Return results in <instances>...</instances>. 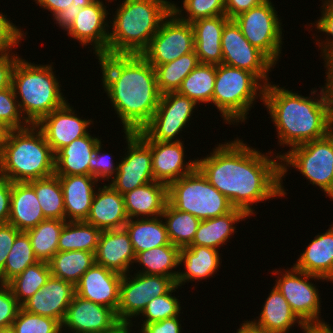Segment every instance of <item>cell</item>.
Wrapping results in <instances>:
<instances>
[{"label":"cell","mask_w":333,"mask_h":333,"mask_svg":"<svg viewBox=\"0 0 333 333\" xmlns=\"http://www.w3.org/2000/svg\"><path fill=\"white\" fill-rule=\"evenodd\" d=\"M241 139L219 143L209 155L196 159L209 183L226 196L234 208L249 217L252 206L281 197V157L265 154ZM273 154V155H271Z\"/></svg>","instance_id":"1"},{"label":"cell","mask_w":333,"mask_h":333,"mask_svg":"<svg viewBox=\"0 0 333 333\" xmlns=\"http://www.w3.org/2000/svg\"><path fill=\"white\" fill-rule=\"evenodd\" d=\"M102 87L123 125V132H139L155 113L161 93L155 68L141 54L97 56Z\"/></svg>","instance_id":"2"},{"label":"cell","mask_w":333,"mask_h":333,"mask_svg":"<svg viewBox=\"0 0 333 333\" xmlns=\"http://www.w3.org/2000/svg\"><path fill=\"white\" fill-rule=\"evenodd\" d=\"M325 78V85L319 87L320 94L314 88L310 91L311 96L307 97L278 84L268 83L265 86L263 104L270 115L268 118L276 126L280 146L289 145L291 149L329 133L333 113V79L329 74Z\"/></svg>","instance_id":"3"},{"label":"cell","mask_w":333,"mask_h":333,"mask_svg":"<svg viewBox=\"0 0 333 333\" xmlns=\"http://www.w3.org/2000/svg\"><path fill=\"white\" fill-rule=\"evenodd\" d=\"M171 12L167 0H123L109 22L108 54H141Z\"/></svg>","instance_id":"4"},{"label":"cell","mask_w":333,"mask_h":333,"mask_svg":"<svg viewBox=\"0 0 333 333\" xmlns=\"http://www.w3.org/2000/svg\"><path fill=\"white\" fill-rule=\"evenodd\" d=\"M54 160L50 145L36 125L8 131L0 154L6 179L29 182L51 176L54 174Z\"/></svg>","instance_id":"5"},{"label":"cell","mask_w":333,"mask_h":333,"mask_svg":"<svg viewBox=\"0 0 333 333\" xmlns=\"http://www.w3.org/2000/svg\"><path fill=\"white\" fill-rule=\"evenodd\" d=\"M52 64H35L20 58L14 68L12 87L20 110L30 124L36 125L68 101Z\"/></svg>","instance_id":"6"},{"label":"cell","mask_w":333,"mask_h":333,"mask_svg":"<svg viewBox=\"0 0 333 333\" xmlns=\"http://www.w3.org/2000/svg\"><path fill=\"white\" fill-rule=\"evenodd\" d=\"M264 89L265 85L253 73L225 64L216 65L212 103L226 124L237 125L247 120L258 96L263 102Z\"/></svg>","instance_id":"7"},{"label":"cell","mask_w":333,"mask_h":333,"mask_svg":"<svg viewBox=\"0 0 333 333\" xmlns=\"http://www.w3.org/2000/svg\"><path fill=\"white\" fill-rule=\"evenodd\" d=\"M167 199L175 209L200 220L219 217L234 209L229 199L212 186L197 167L167 186Z\"/></svg>","instance_id":"8"},{"label":"cell","mask_w":333,"mask_h":333,"mask_svg":"<svg viewBox=\"0 0 333 333\" xmlns=\"http://www.w3.org/2000/svg\"><path fill=\"white\" fill-rule=\"evenodd\" d=\"M280 153V154H279ZM276 153L281 157V195H287L283 178L288 168L293 167L310 184L318 186L325 195L333 200V138L326 136L295 146L285 153Z\"/></svg>","instance_id":"9"},{"label":"cell","mask_w":333,"mask_h":333,"mask_svg":"<svg viewBox=\"0 0 333 333\" xmlns=\"http://www.w3.org/2000/svg\"><path fill=\"white\" fill-rule=\"evenodd\" d=\"M284 270L285 271L282 272L281 270L275 269L271 273L278 275L274 286L290 304L292 311L307 327L328 324L320 317L322 302L320 300L319 290L316 285L311 282L312 280L328 282V280L299 271L294 267L289 268V270Z\"/></svg>","instance_id":"10"},{"label":"cell","mask_w":333,"mask_h":333,"mask_svg":"<svg viewBox=\"0 0 333 333\" xmlns=\"http://www.w3.org/2000/svg\"><path fill=\"white\" fill-rule=\"evenodd\" d=\"M250 44L262 51L275 65L281 57L282 22L271 0L233 19Z\"/></svg>","instance_id":"11"},{"label":"cell","mask_w":333,"mask_h":333,"mask_svg":"<svg viewBox=\"0 0 333 333\" xmlns=\"http://www.w3.org/2000/svg\"><path fill=\"white\" fill-rule=\"evenodd\" d=\"M175 285L172 278L163 275H130V272L123 275L120 283V303L116 311L119 322L124 327H133L132 317H141L140 314L151 299L167 294Z\"/></svg>","instance_id":"12"},{"label":"cell","mask_w":333,"mask_h":333,"mask_svg":"<svg viewBox=\"0 0 333 333\" xmlns=\"http://www.w3.org/2000/svg\"><path fill=\"white\" fill-rule=\"evenodd\" d=\"M196 105L193 100L178 92L161 94L159 105L151 120L136 134L142 140L181 141L178 135L182 133L183 128L185 130L189 127L187 125L194 115Z\"/></svg>","instance_id":"13"},{"label":"cell","mask_w":333,"mask_h":333,"mask_svg":"<svg viewBox=\"0 0 333 333\" xmlns=\"http://www.w3.org/2000/svg\"><path fill=\"white\" fill-rule=\"evenodd\" d=\"M193 50L194 31L191 23L181 21L171 12L141 55L155 68Z\"/></svg>","instance_id":"14"},{"label":"cell","mask_w":333,"mask_h":333,"mask_svg":"<svg viewBox=\"0 0 333 333\" xmlns=\"http://www.w3.org/2000/svg\"><path fill=\"white\" fill-rule=\"evenodd\" d=\"M222 64L253 73L266 86L275 64L244 37L237 23L230 19L222 32ZM271 68V69H270Z\"/></svg>","instance_id":"15"},{"label":"cell","mask_w":333,"mask_h":333,"mask_svg":"<svg viewBox=\"0 0 333 333\" xmlns=\"http://www.w3.org/2000/svg\"><path fill=\"white\" fill-rule=\"evenodd\" d=\"M126 152L118 162V171L110 185L120 194L155 181L151 148L134 132H124Z\"/></svg>","instance_id":"16"},{"label":"cell","mask_w":333,"mask_h":333,"mask_svg":"<svg viewBox=\"0 0 333 333\" xmlns=\"http://www.w3.org/2000/svg\"><path fill=\"white\" fill-rule=\"evenodd\" d=\"M123 327L113 309L75 294L67 308L61 331L68 329V333H118Z\"/></svg>","instance_id":"17"},{"label":"cell","mask_w":333,"mask_h":333,"mask_svg":"<svg viewBox=\"0 0 333 333\" xmlns=\"http://www.w3.org/2000/svg\"><path fill=\"white\" fill-rule=\"evenodd\" d=\"M109 12L103 1L94 2L81 8L73 24L66 30L82 46L91 45L93 54L99 56L108 53ZM107 19V20H106Z\"/></svg>","instance_id":"18"},{"label":"cell","mask_w":333,"mask_h":333,"mask_svg":"<svg viewBox=\"0 0 333 333\" xmlns=\"http://www.w3.org/2000/svg\"><path fill=\"white\" fill-rule=\"evenodd\" d=\"M73 108L67 101L36 124L43 132L54 155L75 139L87 135L90 132L87 128L94 124L92 118L90 120L80 118Z\"/></svg>","instance_id":"19"},{"label":"cell","mask_w":333,"mask_h":333,"mask_svg":"<svg viewBox=\"0 0 333 333\" xmlns=\"http://www.w3.org/2000/svg\"><path fill=\"white\" fill-rule=\"evenodd\" d=\"M152 152V170L154 180L169 185L197 167V161H185L183 141L143 140Z\"/></svg>","instance_id":"20"},{"label":"cell","mask_w":333,"mask_h":333,"mask_svg":"<svg viewBox=\"0 0 333 333\" xmlns=\"http://www.w3.org/2000/svg\"><path fill=\"white\" fill-rule=\"evenodd\" d=\"M122 277V274L95 263L82 275L75 286L76 295L116 312L120 303Z\"/></svg>","instance_id":"21"},{"label":"cell","mask_w":333,"mask_h":333,"mask_svg":"<svg viewBox=\"0 0 333 333\" xmlns=\"http://www.w3.org/2000/svg\"><path fill=\"white\" fill-rule=\"evenodd\" d=\"M75 294L73 284L51 275L46 284L26 300L21 308L32 314L51 317L62 324Z\"/></svg>","instance_id":"22"},{"label":"cell","mask_w":333,"mask_h":333,"mask_svg":"<svg viewBox=\"0 0 333 333\" xmlns=\"http://www.w3.org/2000/svg\"><path fill=\"white\" fill-rule=\"evenodd\" d=\"M94 256L96 264L125 275L131 270L136 253L128 232L122 228L102 231Z\"/></svg>","instance_id":"23"},{"label":"cell","mask_w":333,"mask_h":333,"mask_svg":"<svg viewBox=\"0 0 333 333\" xmlns=\"http://www.w3.org/2000/svg\"><path fill=\"white\" fill-rule=\"evenodd\" d=\"M272 288L265 298L260 316L246 322L254 329L264 333H289V329L298 323L296 326L306 333L308 327L292 311L290 304L278 289L275 286Z\"/></svg>","instance_id":"24"},{"label":"cell","mask_w":333,"mask_h":333,"mask_svg":"<svg viewBox=\"0 0 333 333\" xmlns=\"http://www.w3.org/2000/svg\"><path fill=\"white\" fill-rule=\"evenodd\" d=\"M128 220L123 195L110 184L99 186L85 221L105 231L122 229Z\"/></svg>","instance_id":"25"},{"label":"cell","mask_w":333,"mask_h":333,"mask_svg":"<svg viewBox=\"0 0 333 333\" xmlns=\"http://www.w3.org/2000/svg\"><path fill=\"white\" fill-rule=\"evenodd\" d=\"M57 176L63 190L65 220L85 221L98 188V181L90 175Z\"/></svg>","instance_id":"26"},{"label":"cell","mask_w":333,"mask_h":333,"mask_svg":"<svg viewBox=\"0 0 333 333\" xmlns=\"http://www.w3.org/2000/svg\"><path fill=\"white\" fill-rule=\"evenodd\" d=\"M230 19L226 15L201 18L191 23L194 31V51L199 63L222 64L221 38L225 24Z\"/></svg>","instance_id":"27"},{"label":"cell","mask_w":333,"mask_h":333,"mask_svg":"<svg viewBox=\"0 0 333 333\" xmlns=\"http://www.w3.org/2000/svg\"><path fill=\"white\" fill-rule=\"evenodd\" d=\"M220 250L204 246H188L180 249L179 265H184L185 271L178 270L176 284L181 287L186 282L200 281L213 277L221 268ZM181 271V272H180Z\"/></svg>","instance_id":"28"},{"label":"cell","mask_w":333,"mask_h":333,"mask_svg":"<svg viewBox=\"0 0 333 333\" xmlns=\"http://www.w3.org/2000/svg\"><path fill=\"white\" fill-rule=\"evenodd\" d=\"M325 233L315 235L293 267L333 283V224Z\"/></svg>","instance_id":"29"},{"label":"cell","mask_w":333,"mask_h":333,"mask_svg":"<svg viewBox=\"0 0 333 333\" xmlns=\"http://www.w3.org/2000/svg\"><path fill=\"white\" fill-rule=\"evenodd\" d=\"M45 219L34 187L29 182H12L8 223L25 232Z\"/></svg>","instance_id":"30"},{"label":"cell","mask_w":333,"mask_h":333,"mask_svg":"<svg viewBox=\"0 0 333 333\" xmlns=\"http://www.w3.org/2000/svg\"><path fill=\"white\" fill-rule=\"evenodd\" d=\"M129 219L161 216L167 199V185L152 181L123 194Z\"/></svg>","instance_id":"31"},{"label":"cell","mask_w":333,"mask_h":333,"mask_svg":"<svg viewBox=\"0 0 333 333\" xmlns=\"http://www.w3.org/2000/svg\"><path fill=\"white\" fill-rule=\"evenodd\" d=\"M102 139L90 133L75 139L55 154L54 174L89 175V160Z\"/></svg>","instance_id":"32"},{"label":"cell","mask_w":333,"mask_h":333,"mask_svg":"<svg viewBox=\"0 0 333 333\" xmlns=\"http://www.w3.org/2000/svg\"><path fill=\"white\" fill-rule=\"evenodd\" d=\"M248 218L250 219L243 210L234 208L225 215L201 220L190 246H204L219 250L237 232L235 224Z\"/></svg>","instance_id":"33"},{"label":"cell","mask_w":333,"mask_h":333,"mask_svg":"<svg viewBox=\"0 0 333 333\" xmlns=\"http://www.w3.org/2000/svg\"><path fill=\"white\" fill-rule=\"evenodd\" d=\"M162 216L129 219L124 228L130 236L135 253L169 245L167 229ZM161 219V220H160Z\"/></svg>","instance_id":"34"},{"label":"cell","mask_w":333,"mask_h":333,"mask_svg":"<svg viewBox=\"0 0 333 333\" xmlns=\"http://www.w3.org/2000/svg\"><path fill=\"white\" fill-rule=\"evenodd\" d=\"M180 249L173 244L162 245L148 251L136 254L134 263L142 265V270L137 273L146 275H163L176 281L178 271H173L179 266Z\"/></svg>","instance_id":"35"},{"label":"cell","mask_w":333,"mask_h":333,"mask_svg":"<svg viewBox=\"0 0 333 333\" xmlns=\"http://www.w3.org/2000/svg\"><path fill=\"white\" fill-rule=\"evenodd\" d=\"M48 264L52 276L76 286L82 275L95 264V256L87 251L57 252Z\"/></svg>","instance_id":"36"},{"label":"cell","mask_w":333,"mask_h":333,"mask_svg":"<svg viewBox=\"0 0 333 333\" xmlns=\"http://www.w3.org/2000/svg\"><path fill=\"white\" fill-rule=\"evenodd\" d=\"M101 230L86 221H66L58 241V252L87 251L95 253Z\"/></svg>","instance_id":"37"},{"label":"cell","mask_w":333,"mask_h":333,"mask_svg":"<svg viewBox=\"0 0 333 333\" xmlns=\"http://www.w3.org/2000/svg\"><path fill=\"white\" fill-rule=\"evenodd\" d=\"M170 243L179 249L191 245L201 222L195 216L179 211L168 202L162 213Z\"/></svg>","instance_id":"38"},{"label":"cell","mask_w":333,"mask_h":333,"mask_svg":"<svg viewBox=\"0 0 333 333\" xmlns=\"http://www.w3.org/2000/svg\"><path fill=\"white\" fill-rule=\"evenodd\" d=\"M215 79L216 65L199 63L182 81L177 92L193 100L197 106L200 103L211 104Z\"/></svg>","instance_id":"39"},{"label":"cell","mask_w":333,"mask_h":333,"mask_svg":"<svg viewBox=\"0 0 333 333\" xmlns=\"http://www.w3.org/2000/svg\"><path fill=\"white\" fill-rule=\"evenodd\" d=\"M66 220L45 219L36 227L25 231L38 261L49 262L58 252V241Z\"/></svg>","instance_id":"40"},{"label":"cell","mask_w":333,"mask_h":333,"mask_svg":"<svg viewBox=\"0 0 333 333\" xmlns=\"http://www.w3.org/2000/svg\"><path fill=\"white\" fill-rule=\"evenodd\" d=\"M199 65L198 56L193 50L174 61L155 67L157 86L161 94L177 92L182 81Z\"/></svg>","instance_id":"41"},{"label":"cell","mask_w":333,"mask_h":333,"mask_svg":"<svg viewBox=\"0 0 333 333\" xmlns=\"http://www.w3.org/2000/svg\"><path fill=\"white\" fill-rule=\"evenodd\" d=\"M46 219L65 220V205L62 186L56 174L29 181Z\"/></svg>","instance_id":"42"},{"label":"cell","mask_w":333,"mask_h":333,"mask_svg":"<svg viewBox=\"0 0 333 333\" xmlns=\"http://www.w3.org/2000/svg\"><path fill=\"white\" fill-rule=\"evenodd\" d=\"M38 262L28 234L21 231L14 241L5 266L0 271V282L8 284L16 276L20 275L27 267Z\"/></svg>","instance_id":"43"},{"label":"cell","mask_w":333,"mask_h":333,"mask_svg":"<svg viewBox=\"0 0 333 333\" xmlns=\"http://www.w3.org/2000/svg\"><path fill=\"white\" fill-rule=\"evenodd\" d=\"M50 276L49 264L38 261L34 265L27 267L20 275L12 279L8 285L18 303L22 305L46 284Z\"/></svg>","instance_id":"44"},{"label":"cell","mask_w":333,"mask_h":333,"mask_svg":"<svg viewBox=\"0 0 333 333\" xmlns=\"http://www.w3.org/2000/svg\"><path fill=\"white\" fill-rule=\"evenodd\" d=\"M172 12L181 21L192 23L201 18L225 15V0H183L181 8L172 2Z\"/></svg>","instance_id":"45"},{"label":"cell","mask_w":333,"mask_h":333,"mask_svg":"<svg viewBox=\"0 0 333 333\" xmlns=\"http://www.w3.org/2000/svg\"><path fill=\"white\" fill-rule=\"evenodd\" d=\"M178 288H180L177 284L167 293L158 297H154L151 299L146 305L145 309L141 313L142 319L139 323L141 324V328L148 323L159 322L166 318L176 317L180 315L181 305L178 297L173 296V292H175Z\"/></svg>","instance_id":"46"},{"label":"cell","mask_w":333,"mask_h":333,"mask_svg":"<svg viewBox=\"0 0 333 333\" xmlns=\"http://www.w3.org/2000/svg\"><path fill=\"white\" fill-rule=\"evenodd\" d=\"M322 2L323 5L321 8H323L321 9V17L315 21V24L314 22L310 23V27L314 25L318 32L327 34L324 41L316 39V44H319L318 47L322 51L320 53H322L321 56L324 58V67L327 69L325 73L330 74L333 71V0H322Z\"/></svg>","instance_id":"47"},{"label":"cell","mask_w":333,"mask_h":333,"mask_svg":"<svg viewBox=\"0 0 333 333\" xmlns=\"http://www.w3.org/2000/svg\"><path fill=\"white\" fill-rule=\"evenodd\" d=\"M16 333H62L61 324L51 318L36 315L20 308L12 324Z\"/></svg>","instance_id":"48"},{"label":"cell","mask_w":333,"mask_h":333,"mask_svg":"<svg viewBox=\"0 0 333 333\" xmlns=\"http://www.w3.org/2000/svg\"><path fill=\"white\" fill-rule=\"evenodd\" d=\"M0 122L9 130L23 129L31 125L20 110L13 87L0 91Z\"/></svg>","instance_id":"49"},{"label":"cell","mask_w":333,"mask_h":333,"mask_svg":"<svg viewBox=\"0 0 333 333\" xmlns=\"http://www.w3.org/2000/svg\"><path fill=\"white\" fill-rule=\"evenodd\" d=\"M102 141L98 144L94 155L89 160V175L93 176L99 182L106 180L109 183V179H113L118 171V162L113 163L112 155L106 152H102Z\"/></svg>","instance_id":"50"},{"label":"cell","mask_w":333,"mask_h":333,"mask_svg":"<svg viewBox=\"0 0 333 333\" xmlns=\"http://www.w3.org/2000/svg\"><path fill=\"white\" fill-rule=\"evenodd\" d=\"M21 305L18 303L10 286L0 284V328L10 327L16 319Z\"/></svg>","instance_id":"51"},{"label":"cell","mask_w":333,"mask_h":333,"mask_svg":"<svg viewBox=\"0 0 333 333\" xmlns=\"http://www.w3.org/2000/svg\"><path fill=\"white\" fill-rule=\"evenodd\" d=\"M0 12V52L17 48L27 34L7 18V14ZM25 34V35H24ZM20 42V43H19Z\"/></svg>","instance_id":"52"},{"label":"cell","mask_w":333,"mask_h":333,"mask_svg":"<svg viewBox=\"0 0 333 333\" xmlns=\"http://www.w3.org/2000/svg\"><path fill=\"white\" fill-rule=\"evenodd\" d=\"M20 58L12 50L0 52V91L12 87L13 71Z\"/></svg>","instance_id":"53"},{"label":"cell","mask_w":333,"mask_h":333,"mask_svg":"<svg viewBox=\"0 0 333 333\" xmlns=\"http://www.w3.org/2000/svg\"><path fill=\"white\" fill-rule=\"evenodd\" d=\"M20 232L9 223L0 225V271L4 268L8 254Z\"/></svg>","instance_id":"54"},{"label":"cell","mask_w":333,"mask_h":333,"mask_svg":"<svg viewBox=\"0 0 333 333\" xmlns=\"http://www.w3.org/2000/svg\"><path fill=\"white\" fill-rule=\"evenodd\" d=\"M180 315L159 322L145 324L139 333H182ZM180 320V321H179Z\"/></svg>","instance_id":"55"},{"label":"cell","mask_w":333,"mask_h":333,"mask_svg":"<svg viewBox=\"0 0 333 333\" xmlns=\"http://www.w3.org/2000/svg\"><path fill=\"white\" fill-rule=\"evenodd\" d=\"M264 1L265 0H225V15L229 19H234L241 13L259 6Z\"/></svg>","instance_id":"56"},{"label":"cell","mask_w":333,"mask_h":333,"mask_svg":"<svg viewBox=\"0 0 333 333\" xmlns=\"http://www.w3.org/2000/svg\"><path fill=\"white\" fill-rule=\"evenodd\" d=\"M12 182L6 179L0 185V225L8 223Z\"/></svg>","instance_id":"57"},{"label":"cell","mask_w":333,"mask_h":333,"mask_svg":"<svg viewBox=\"0 0 333 333\" xmlns=\"http://www.w3.org/2000/svg\"><path fill=\"white\" fill-rule=\"evenodd\" d=\"M80 10L81 7H76L72 4L69 9L58 12L53 19L61 29L66 31L73 24Z\"/></svg>","instance_id":"58"},{"label":"cell","mask_w":333,"mask_h":333,"mask_svg":"<svg viewBox=\"0 0 333 333\" xmlns=\"http://www.w3.org/2000/svg\"><path fill=\"white\" fill-rule=\"evenodd\" d=\"M35 4L45 10L50 11L53 17L60 11L69 9L73 4V0H34Z\"/></svg>","instance_id":"59"},{"label":"cell","mask_w":333,"mask_h":333,"mask_svg":"<svg viewBox=\"0 0 333 333\" xmlns=\"http://www.w3.org/2000/svg\"><path fill=\"white\" fill-rule=\"evenodd\" d=\"M306 333H333V329L330 324L310 326L307 328Z\"/></svg>","instance_id":"60"},{"label":"cell","mask_w":333,"mask_h":333,"mask_svg":"<svg viewBox=\"0 0 333 333\" xmlns=\"http://www.w3.org/2000/svg\"><path fill=\"white\" fill-rule=\"evenodd\" d=\"M236 333H264L251 327L246 321L241 324Z\"/></svg>","instance_id":"61"},{"label":"cell","mask_w":333,"mask_h":333,"mask_svg":"<svg viewBox=\"0 0 333 333\" xmlns=\"http://www.w3.org/2000/svg\"><path fill=\"white\" fill-rule=\"evenodd\" d=\"M9 129L6 128L1 122H0V154L2 152L5 140H6V136L8 133Z\"/></svg>","instance_id":"62"},{"label":"cell","mask_w":333,"mask_h":333,"mask_svg":"<svg viewBox=\"0 0 333 333\" xmlns=\"http://www.w3.org/2000/svg\"><path fill=\"white\" fill-rule=\"evenodd\" d=\"M73 5L76 7H81L83 8L84 6H87L88 4L94 3V2H99L101 0H73ZM108 2H112L114 0H106Z\"/></svg>","instance_id":"63"},{"label":"cell","mask_w":333,"mask_h":333,"mask_svg":"<svg viewBox=\"0 0 333 333\" xmlns=\"http://www.w3.org/2000/svg\"><path fill=\"white\" fill-rule=\"evenodd\" d=\"M0 333H16L12 326L0 328Z\"/></svg>","instance_id":"64"},{"label":"cell","mask_w":333,"mask_h":333,"mask_svg":"<svg viewBox=\"0 0 333 333\" xmlns=\"http://www.w3.org/2000/svg\"><path fill=\"white\" fill-rule=\"evenodd\" d=\"M6 180L5 173L2 170V166L0 164V185Z\"/></svg>","instance_id":"65"},{"label":"cell","mask_w":333,"mask_h":333,"mask_svg":"<svg viewBox=\"0 0 333 333\" xmlns=\"http://www.w3.org/2000/svg\"><path fill=\"white\" fill-rule=\"evenodd\" d=\"M329 134H330V135L332 136V138H333V113H332L331 118H330Z\"/></svg>","instance_id":"66"},{"label":"cell","mask_w":333,"mask_h":333,"mask_svg":"<svg viewBox=\"0 0 333 333\" xmlns=\"http://www.w3.org/2000/svg\"><path fill=\"white\" fill-rule=\"evenodd\" d=\"M131 329L128 327H123L118 333H131Z\"/></svg>","instance_id":"67"},{"label":"cell","mask_w":333,"mask_h":333,"mask_svg":"<svg viewBox=\"0 0 333 333\" xmlns=\"http://www.w3.org/2000/svg\"><path fill=\"white\" fill-rule=\"evenodd\" d=\"M331 77H332V79H333V71L329 74Z\"/></svg>","instance_id":"68"}]
</instances>
